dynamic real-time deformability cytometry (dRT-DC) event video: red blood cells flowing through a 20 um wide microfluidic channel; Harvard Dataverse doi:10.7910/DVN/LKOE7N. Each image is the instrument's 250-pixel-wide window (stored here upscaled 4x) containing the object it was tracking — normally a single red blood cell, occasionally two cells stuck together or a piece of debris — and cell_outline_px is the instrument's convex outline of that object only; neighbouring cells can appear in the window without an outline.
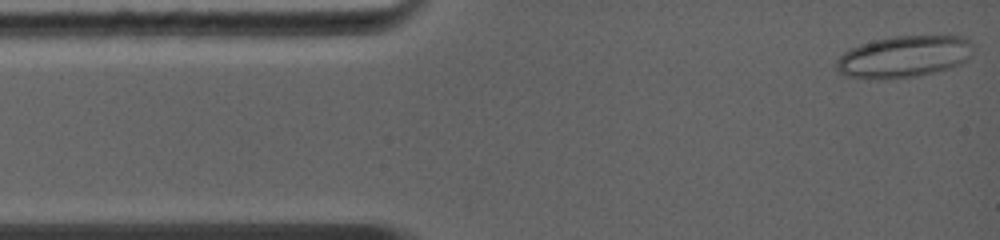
{"species": "common noctule bat (a hibernating species)", "species_latin": "Nyctalus noctula", "temperature_condition": "warm", "stored_images_in_passage": 63, "camera_frame_rate_fps": 5000, "um_per_image_px": 0.085, "animal": {"sex": "female", "body_mass_g": 19.0, "forearm_length_mm": 56.7}, "frame": {"image": 1, "passage_image": 1, "time_ms": 0.0, "image_size_px": [1000, 240], "cell_outline_px": [[964, 60], [960, 64], [936, 72], [916, 76], [844, 76], [840, 72], [836, 64], [836, 60], [844, 52], [860, 44], [876, 40], [896, 36], [960, 36], [964, 40]], "centroid_in_image_um": [76.71, 4.79], "position_along_channel_um": 8.3, "area_um2": 31.04}}
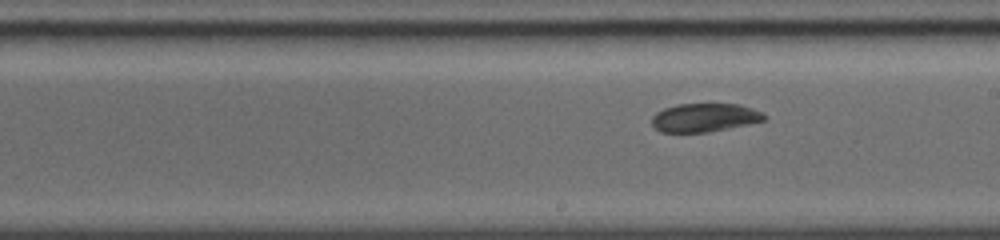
{"frame": {"image": 2, "passage_image": 39, "time_ms": 6.6, "image_size_px": [1000, 240], "cell_outline_px": [[768, 116], [764, 120], [748, 124], [708, 132], [660, 132], [652, 124], [652, 116], [656, 112], [664, 108], [676, 104], [740, 104], [760, 112]], "centroid_in_image_um": [59.86, 9.99], "position_along_channel_um": 229.1, "area_um2": 18.55}}
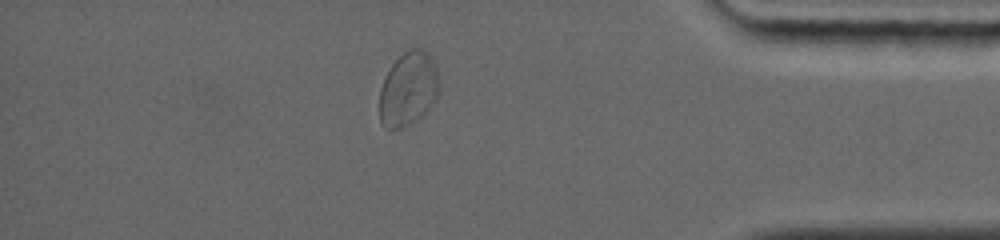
{"frame": {"image": 3, "passage_image": 57, "time_ms": 11.2, "image_size_px": [1000, 240], "cell_outline_px": [[440, 84], [436, 100], [424, 116], [400, 128], [388, 128], [380, 124], [380, 88], [392, 64], [404, 52], [412, 48], [420, 48], [432, 60], [436, 68]], "centroid_in_image_um": [34.72, 7.59], "position_along_channel_um": 400.5, "area_um2": 25.55}, "authors_computed_cell_mechanics": {"area_um2": 20.6346, "velocity_mm_per_s": 4.3744, "shape_relaxation_time_tau1_ms": 8.4065, "shape_relaxation_time_tau2_ms": 1.8553, "deformation_change_tau1": 0.1305, "deformation_change_tau2": 0.0501}}